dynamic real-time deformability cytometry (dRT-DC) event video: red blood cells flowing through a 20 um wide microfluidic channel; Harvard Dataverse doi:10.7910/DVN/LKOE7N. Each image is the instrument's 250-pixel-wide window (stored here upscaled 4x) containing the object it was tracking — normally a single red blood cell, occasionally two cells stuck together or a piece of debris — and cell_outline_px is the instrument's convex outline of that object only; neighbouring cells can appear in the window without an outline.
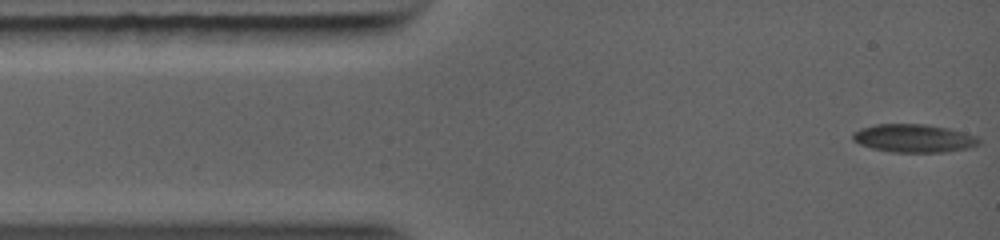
{"species": "common noctule bat (a hibernating species)", "species_latin": "Nyctalus noctula", "temperature_condition": "warm", "stored_images_in_passage": 15, "camera_frame_rate_fps": 5000, "um_per_image_px": 0.085, "animal": {"sex": "female", "body_mass_g": 19.0, "forearm_length_mm": 56.7}, "frame": {"image": 1, "passage_image": 1, "time_ms": 0.0, "image_size_px": [1000, 240], "cell_outline_px": [[976, 144], [960, 148], [940, 152], [900, 152], [876, 148], [860, 144], [852, 136], [856, 132], [864, 128], [876, 124], [928, 124], [952, 128], [976, 136]], "centroid_in_image_um": [77.67, 11.72], "position_along_channel_um": 7.3, "area_um2": 19.83}}
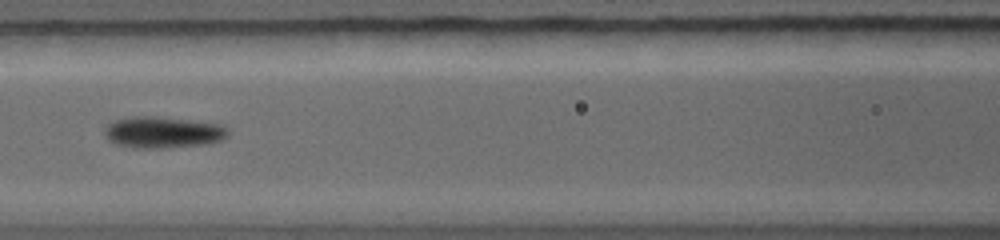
{"frame": {"image": 2, "passage_image": 9, "time_ms": 4.4, "image_size_px": [1000, 240], "cell_outline_px": [[224, 132], [220, 136], [212, 140], [176, 144], [136, 144], [116, 140], [108, 132], [108, 124], [116, 120], [136, 116], [140, 116], [180, 120], [216, 124], [224, 128]], "centroid_in_image_um": [13.8, 11.12], "position_along_channel_um": 152.8, "area_um2": 18.21}}
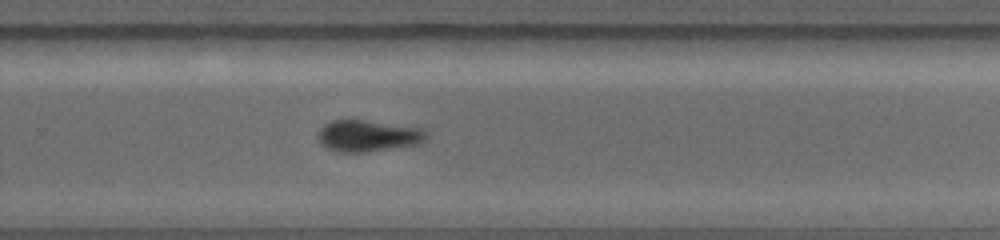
{"frame": {"image": 3, "passage_image": 15, "time_ms": 7.4, "image_size_px": [1000, 240], "cell_outline_px": [[420, 136], [416, 140], [396, 144], [372, 148], [340, 148], [328, 144], [320, 136], [320, 128], [324, 124], [332, 120], [364, 120], [412, 128], [420, 132]], "centroid_in_image_um": [31.05, 11.4], "position_along_channel_um": 298.7, "area_um2": 15.84}}